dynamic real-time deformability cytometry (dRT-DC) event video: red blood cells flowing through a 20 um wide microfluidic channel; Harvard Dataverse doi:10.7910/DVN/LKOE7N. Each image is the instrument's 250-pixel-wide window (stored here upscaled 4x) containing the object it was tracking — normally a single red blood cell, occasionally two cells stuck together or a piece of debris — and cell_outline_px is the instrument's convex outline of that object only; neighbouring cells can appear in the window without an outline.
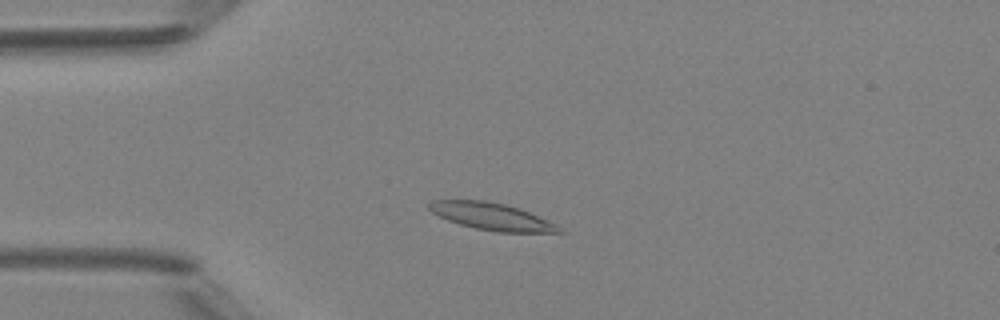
{"species": "Egyptian fruit bat (a non-hibernating species)", "species_latin": "Rousettus aegyptiacus", "temperature_condition": "room temperature", "stored_images_in_passage": 45, "camera_frame_rate_fps": 3000, "um_per_image_px": 0.085, "animal": {"sex": "female"}, "frame": {"image": 1, "passage_image": 10, "time_ms": 3.0, "image_size_px": [1000, 320], "cell_outline_px": [[564, 232], [500, 232], [476, 228], [460, 224], [448, 220], [432, 212], [428, 208], [428, 204], [432, 200], [484, 200], [508, 204], [520, 208], [556, 224]], "centroid_in_image_um": [41.78, 18.38], "position_along_channel_um": 43.2, "area_um2": 20.35}}
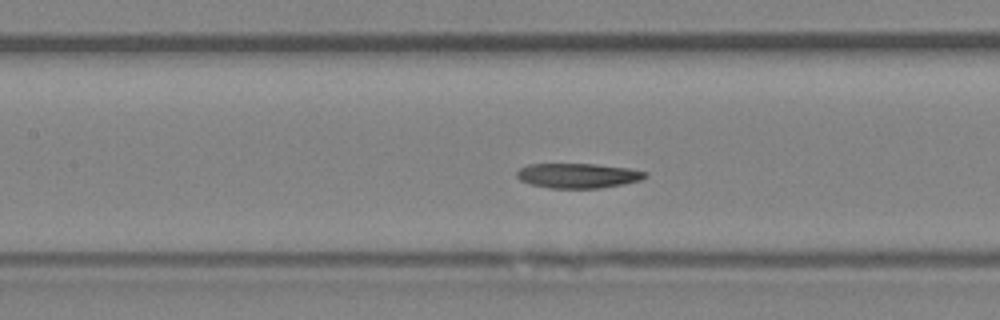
{"frame": {"image": 2, "passage_image": 20, "time_ms": 6.333, "image_size_px": [1000, 320], "cell_outline_px": [[648, 176], [640, 180], [624, 184], [600, 188], [548, 188], [532, 184], [520, 180], [516, 176], [516, 172], [520, 168], [528, 164], [596, 164], [628, 168], [648, 172]], "centroid_in_image_um": [49.14, 14.93], "position_along_channel_um": 158.3, "area_um2": 18.61}}
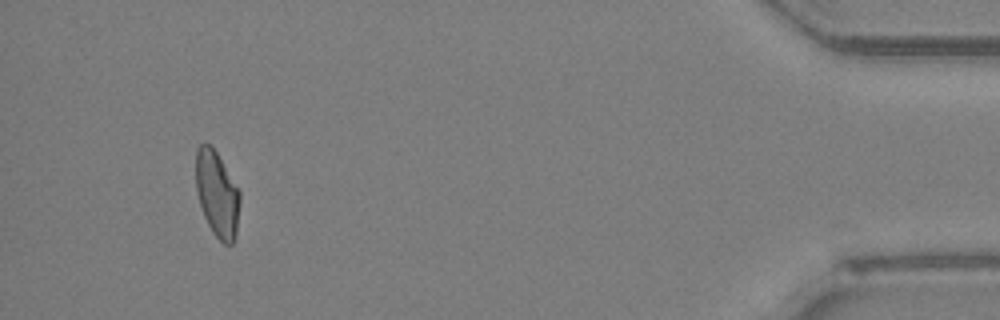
{"frame": {"image": 3, "passage_image": 42, "time_ms": 13.667, "image_size_px": [1000, 320], "cell_outline_px": [[240, 200], [236, 236], [232, 244], [224, 244], [212, 232], [204, 216], [200, 204], [196, 188], [196, 148], [200, 144], [208, 144], [216, 152], [240, 192]], "centroid_in_image_um": [18.45, 16.52], "position_along_channel_um": 416.8, "area_um2": 21.73}}